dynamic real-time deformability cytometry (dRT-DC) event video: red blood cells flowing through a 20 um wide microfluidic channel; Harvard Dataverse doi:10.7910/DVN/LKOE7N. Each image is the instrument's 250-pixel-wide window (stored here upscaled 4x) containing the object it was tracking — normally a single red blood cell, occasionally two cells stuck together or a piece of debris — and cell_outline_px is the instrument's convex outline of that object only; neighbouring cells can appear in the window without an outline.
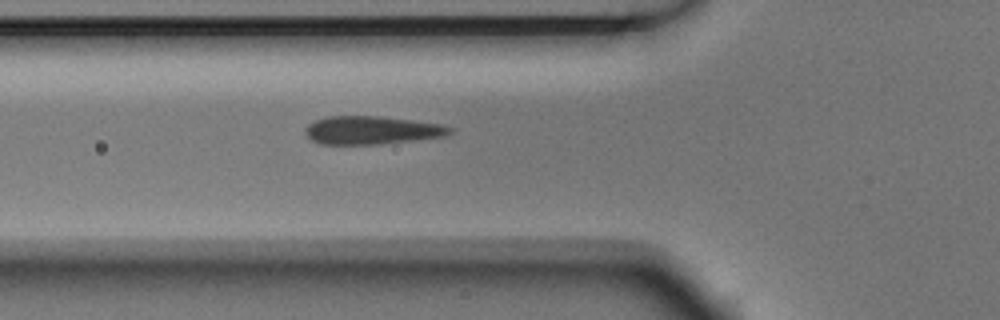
{"species": "Egyptian fruit bat (a non-hibernating species)", "species_latin": "Rousettus aegyptiacus", "temperature_condition": "room temperature", "stored_images_in_passage": 5, "camera_frame_rate_fps": 3000, "um_per_image_px": 0.085, "animal": {"sex": "male"}, "frame": {"image": 1, "passage_image": 5, "time_ms": 1.333, "image_size_px": [1000, 320], "cell_outline_px": [[452, 132], [444, 136], [380, 144], [320, 144], [312, 140], [304, 132], [304, 128], [308, 124], [316, 120], [328, 116], [376, 116], [440, 124], [452, 128]], "centroid_in_image_um": [31.54, 11.07], "position_along_channel_um": 94.3, "area_um2": 23.41}}